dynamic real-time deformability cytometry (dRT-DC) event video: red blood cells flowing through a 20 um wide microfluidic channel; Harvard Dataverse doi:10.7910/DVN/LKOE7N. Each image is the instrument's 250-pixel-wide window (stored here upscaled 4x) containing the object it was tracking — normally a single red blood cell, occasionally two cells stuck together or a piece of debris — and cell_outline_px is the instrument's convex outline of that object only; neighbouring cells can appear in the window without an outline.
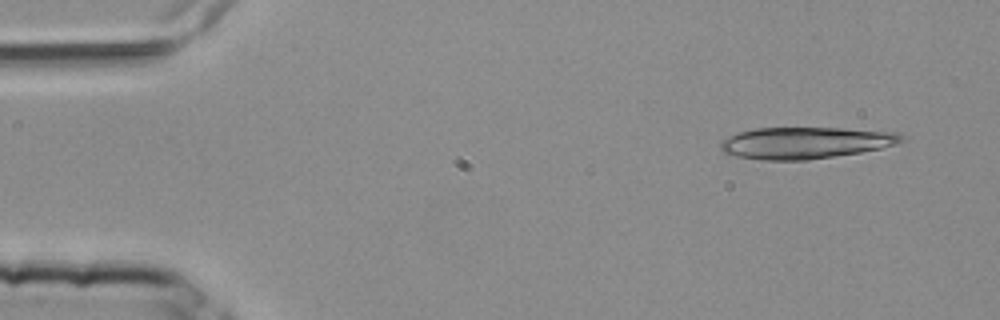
{"species": "common noctule bat (a hibernating species)", "species_latin": "Nyctalus noctula", "temperature_condition": "room temperature", "stored_images_in_passage": 4, "camera_frame_rate_fps": 3000, "um_per_image_px": 0.085, "animal": {"sex": "female", "body_mass_g": 25.1}, "frame": {"image": 1, "passage_image": 1, "time_ms": 0.0, "image_size_px": [1000, 320], "cell_outline_px": [[904, 140], [896, 144], [880, 148], [860, 152], [804, 160], [760, 160], [736, 156], [724, 152], [720, 148], [720, 140], [740, 132], [756, 128], [840, 128], [896, 132], [904, 136]], "centroid_in_image_um": [68.44, 12.14], "position_along_channel_um": 16.6, "area_um2": 33.12}}